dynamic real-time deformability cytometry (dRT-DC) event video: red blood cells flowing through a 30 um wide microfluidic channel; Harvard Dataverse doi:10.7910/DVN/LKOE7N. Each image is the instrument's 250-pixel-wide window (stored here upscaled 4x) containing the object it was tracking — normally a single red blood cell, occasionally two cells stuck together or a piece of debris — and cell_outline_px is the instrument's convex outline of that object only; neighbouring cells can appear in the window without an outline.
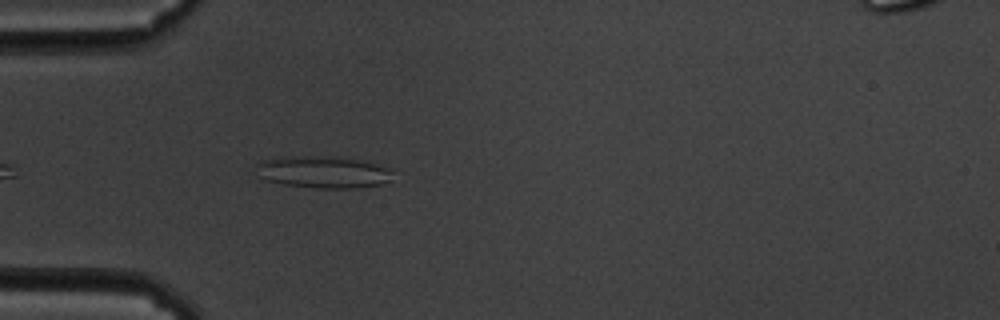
{"species": "common noctule bat (a hibernating species)", "species_latin": "Nyctalus noctula", "temperature_condition": "cold", "stored_images_in_passage": 15, "camera_frame_rate_fps": 3000, "um_per_image_px": 0.085, "animal": {"sex": "male", "body_mass_g": 19.5, "forearm_length_mm": 54.6}, "frame": {"image": 1, "passage_image": 3, "time_ms": 0.667, "image_size_px": [1000, 320], "cell_outline_px": [[392, 172], [388, 180], [380, 184], [356, 188], [316, 188], [284, 184], [264, 180], [256, 176], [256, 164], [260, 160], [280, 156], [340, 156], [372, 160], [388, 168]], "centroid_in_image_um": [27.43, 14.59], "position_along_channel_um": 57.6, "area_um2": 26.24}}
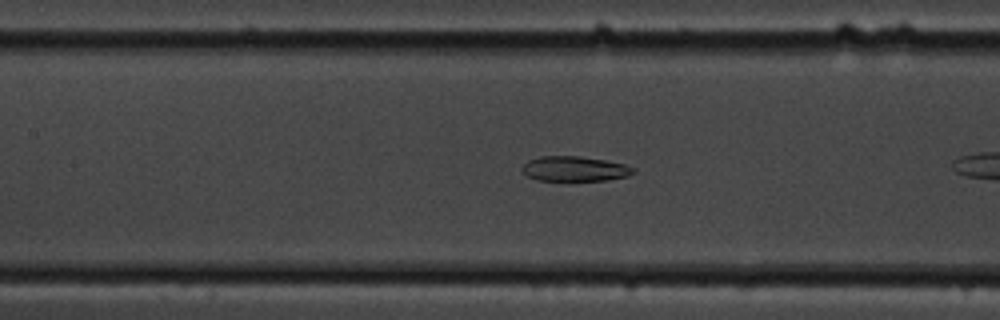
{"frame": {"image": 2, "passage_image": 9, "time_ms": 2.667, "image_size_px": [1000, 320], "cell_outline_px": [[636, 172], [628, 176], [608, 180], [536, 180], [520, 172], [520, 168], [528, 160], [540, 156], [580, 156], [604, 160], [624, 164], [636, 168]], "centroid_in_image_um": [48.83, 14.34], "position_along_channel_um": 158.6, "area_um2": 16.3}}